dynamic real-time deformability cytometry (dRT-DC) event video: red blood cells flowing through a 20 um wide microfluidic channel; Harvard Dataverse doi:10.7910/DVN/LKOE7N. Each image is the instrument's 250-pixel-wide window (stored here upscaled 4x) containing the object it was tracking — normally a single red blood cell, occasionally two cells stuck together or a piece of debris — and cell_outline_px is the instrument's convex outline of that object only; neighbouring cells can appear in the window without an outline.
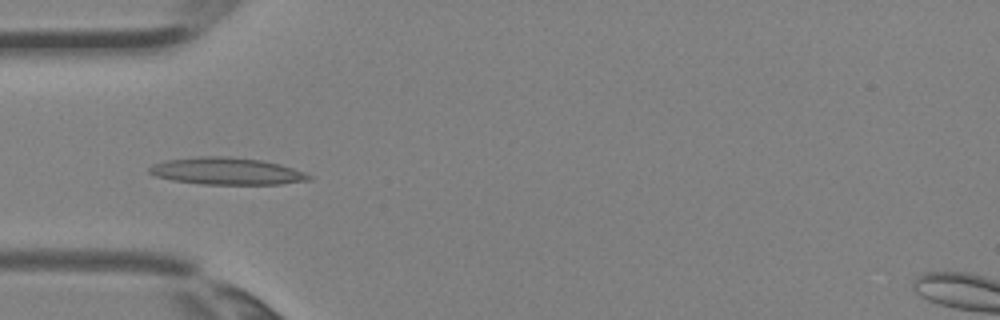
{"species": "Egyptian fruit bat (a non-hibernating species)", "species_latin": "Rousettus aegyptiacus", "temperature_condition": "room temperature", "stored_images_in_passage": 3, "camera_frame_rate_fps": 3000, "um_per_image_px": 0.085, "animal": {"sex": "female"}, "frame": {"image": 1, "passage_image": 3, "time_ms": 0.667, "image_size_px": [1000, 320], "cell_outline_px": [[312, 180], [280, 184], [204, 184], [172, 180], [156, 176], [148, 172], [148, 168], [152, 164], [164, 160], [200, 156], [228, 156], [260, 160], [280, 164], [304, 172], [312, 176]], "centroid_in_image_um": [19.25, 14.54], "position_along_channel_um": 65.7, "area_um2": 25.2}}